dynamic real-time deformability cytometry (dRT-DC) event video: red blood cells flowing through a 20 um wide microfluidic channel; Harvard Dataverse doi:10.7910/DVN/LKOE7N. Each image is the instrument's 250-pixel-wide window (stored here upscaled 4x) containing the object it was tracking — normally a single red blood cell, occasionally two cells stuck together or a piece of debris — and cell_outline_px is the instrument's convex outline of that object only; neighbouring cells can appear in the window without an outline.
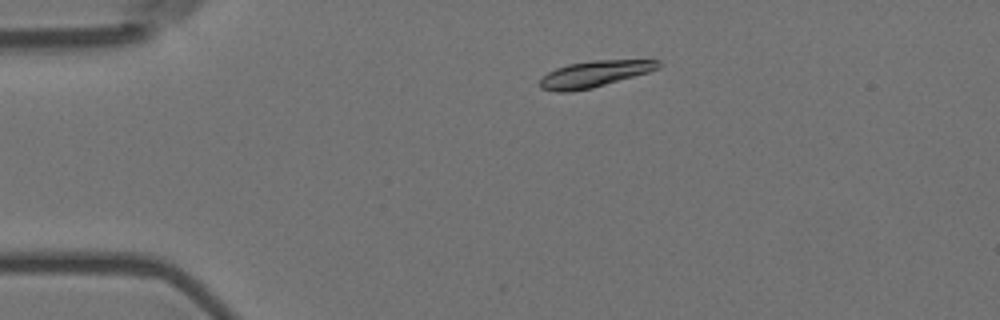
{"species": "Egyptian fruit bat (a non-hibernating species)", "species_latin": "Rousettus aegyptiacus", "temperature_condition": "room temperature", "stored_images_in_passage": 5, "camera_frame_rate_fps": 3000, "um_per_image_px": 0.085, "animal": {"sex": "female"}, "frame": {"image": 1, "passage_image": 3, "time_ms": 0.667, "image_size_px": [1000, 320], "cell_outline_px": [[660, 68], [648, 72], [592, 88], [568, 92], [556, 92], [540, 88], [540, 80], [548, 72], [556, 68], [568, 64], [592, 60], [660, 60]], "centroid_in_image_um": [50.51, 6.29], "position_along_channel_um": 34.5, "area_um2": 18.03}}
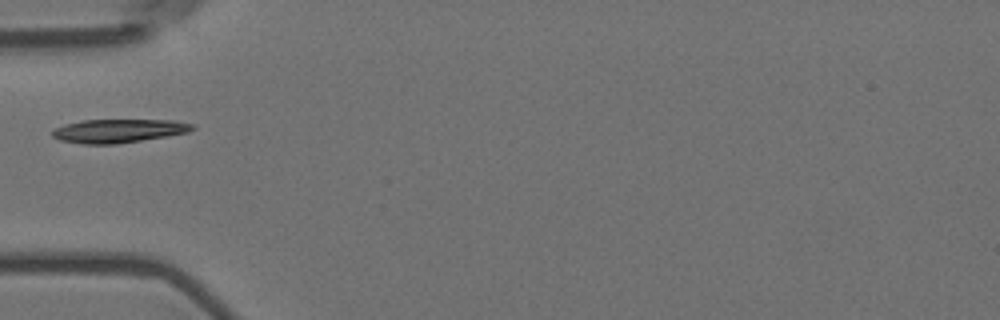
{"frame": {"image": 2, "passage_image": 5, "time_ms": 1.333, "image_size_px": [1000, 320], "cell_outline_px": [[196, 128], [188, 132], [168, 136], [116, 144], [84, 144], [60, 140], [52, 136], [52, 128], [64, 124], [84, 120], [172, 120], [196, 124]], "centroid_in_image_um": [10.09, 11.12], "position_along_channel_um": 74.9, "area_um2": 19.36}}